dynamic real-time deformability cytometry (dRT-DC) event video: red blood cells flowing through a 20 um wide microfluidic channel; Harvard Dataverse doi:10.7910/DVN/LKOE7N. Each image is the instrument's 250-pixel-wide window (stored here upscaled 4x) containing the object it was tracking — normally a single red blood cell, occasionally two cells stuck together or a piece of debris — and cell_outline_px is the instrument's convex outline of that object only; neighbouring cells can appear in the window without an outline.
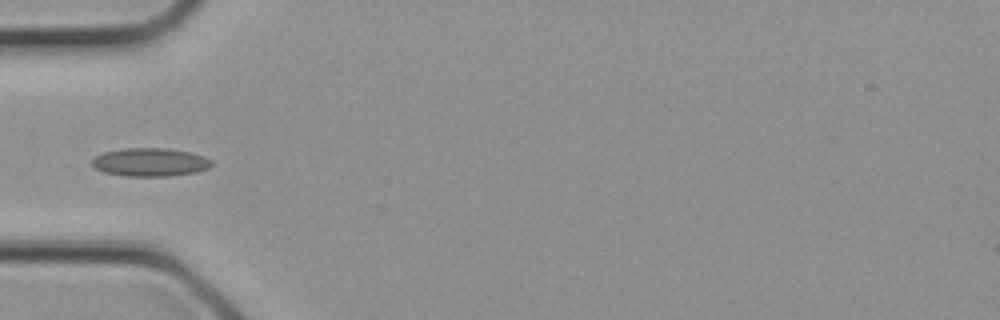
{"species": "common noctule bat (a hibernating species)", "species_latin": "Nyctalus noctula", "temperature_condition": "cold", "stored_images_in_passage": 2, "camera_frame_rate_fps": 3000, "um_per_image_px": 0.085, "animal": {"sex": "female", "body_mass_g": 21.9}, "frame": {"image": 1, "passage_image": 2, "time_ms": 0.333, "image_size_px": [1000, 320], "cell_outline_px": [[212, 164], [208, 168], [196, 172], [168, 176], [124, 176], [104, 172], [96, 168], [92, 164], [92, 160], [96, 156], [104, 152], [124, 148], [168, 148], [192, 152], [204, 156], [212, 160]], "centroid_in_image_um": [12.79, 13.78], "position_along_channel_um": 72.2, "area_um2": 19.77}}